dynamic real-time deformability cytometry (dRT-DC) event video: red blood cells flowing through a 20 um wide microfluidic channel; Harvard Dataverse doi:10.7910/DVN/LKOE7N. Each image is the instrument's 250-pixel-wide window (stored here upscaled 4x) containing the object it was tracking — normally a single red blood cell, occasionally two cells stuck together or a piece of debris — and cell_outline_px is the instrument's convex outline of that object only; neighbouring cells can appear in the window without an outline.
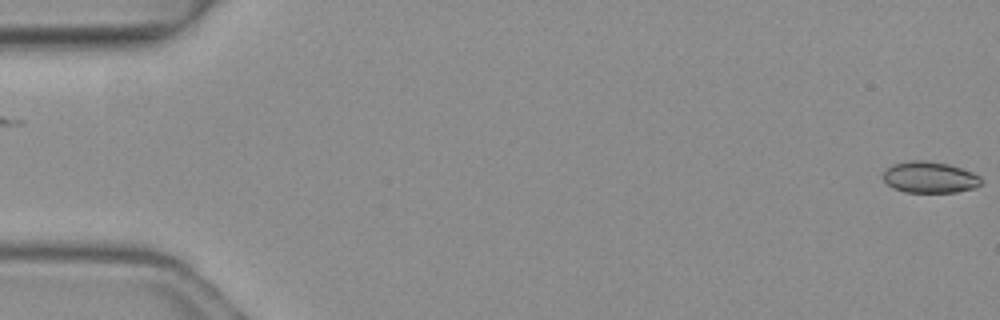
{"species": "common noctule bat (a hibernating species)", "species_latin": "Nyctalus noctula", "temperature_condition": "warm", "stored_images_in_passage": 2, "camera_frame_rate_fps": 3000, "um_per_image_px": 0.085, "animal": {"sex": "female", "body_mass_g": 19.3, "forearm_length_mm": 54.1}, "frame": {"image": 1, "passage_image": 2, "time_ms": 0.333, "image_size_px": [1000, 320], "cell_outline_px": [[980, 184], [972, 188], [956, 192], [904, 192], [892, 188], [884, 180], [884, 172], [892, 164], [912, 160], [928, 160], [948, 164], [972, 172], [980, 176]], "centroid_in_image_um": [79.0, 15.06], "position_along_channel_um": 6.0, "area_um2": 17.74}}